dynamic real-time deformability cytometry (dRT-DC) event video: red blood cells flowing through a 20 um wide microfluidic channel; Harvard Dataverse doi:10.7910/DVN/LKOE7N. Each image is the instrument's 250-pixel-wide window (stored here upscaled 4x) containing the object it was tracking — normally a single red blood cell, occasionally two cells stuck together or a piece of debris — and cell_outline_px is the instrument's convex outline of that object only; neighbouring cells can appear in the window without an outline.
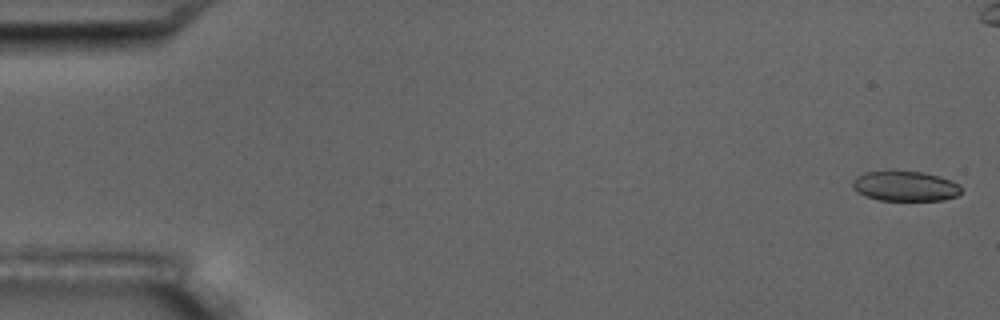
{"species": "common noctule bat (a hibernating species)", "species_latin": "Nyctalus noctula", "temperature_condition": "room temperature", "stored_images_in_passage": 5, "camera_frame_rate_fps": 3000, "um_per_image_px": 0.085, "animal": {"sex": "male", "body_mass_g": 17.5, "forearm_length_mm": 52.3}, "frame": {"image": 1, "passage_image": 1, "time_ms": 0.0, "image_size_px": [1000, 320], "cell_outline_px": [[960, 196], [944, 200], [880, 200], [864, 196], [856, 192], [852, 188], [852, 180], [856, 176], [864, 172], [888, 168], [892, 168], [924, 172], [960, 184]], "centroid_in_image_um": [76.86, 15.78], "position_along_channel_um": 8.1, "area_um2": 19.83}}